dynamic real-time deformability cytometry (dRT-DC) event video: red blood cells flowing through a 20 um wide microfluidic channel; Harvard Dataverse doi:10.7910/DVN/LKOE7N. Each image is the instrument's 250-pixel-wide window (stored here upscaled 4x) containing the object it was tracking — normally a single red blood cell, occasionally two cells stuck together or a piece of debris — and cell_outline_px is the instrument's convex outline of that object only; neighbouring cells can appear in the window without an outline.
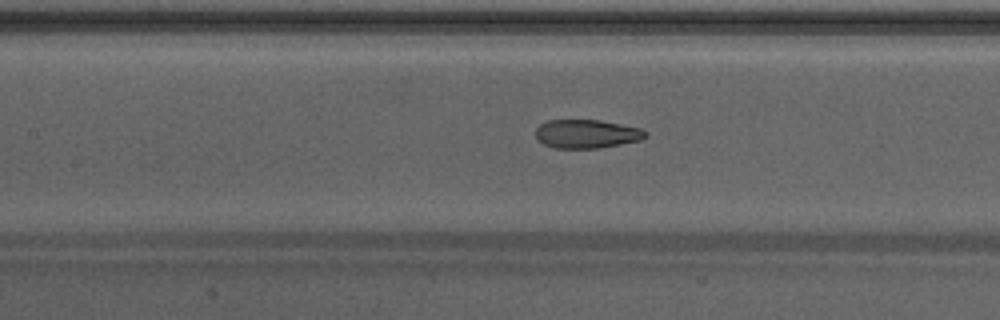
{"species": "Egyptian fruit bat (a non-hibernating species)", "species_latin": "Rousettus aegyptiacus", "temperature_condition": "warm", "stored_images_in_passage": 49, "camera_frame_rate_fps": 3000, "um_per_image_px": 0.085, "animal": {"sex": "male"}, "frame": {"image": 1, "passage_image": 23, "time_ms": 7.333, "image_size_px": [1000, 320], "cell_outline_px": [[648, 136], [640, 140], [600, 148], [556, 148], [544, 144], [536, 140], [536, 128], [540, 124], [548, 120], [600, 120], [640, 128]], "centroid_in_image_um": [49.83, 11.38], "position_along_channel_um": 157.6, "area_um2": 18.26}}
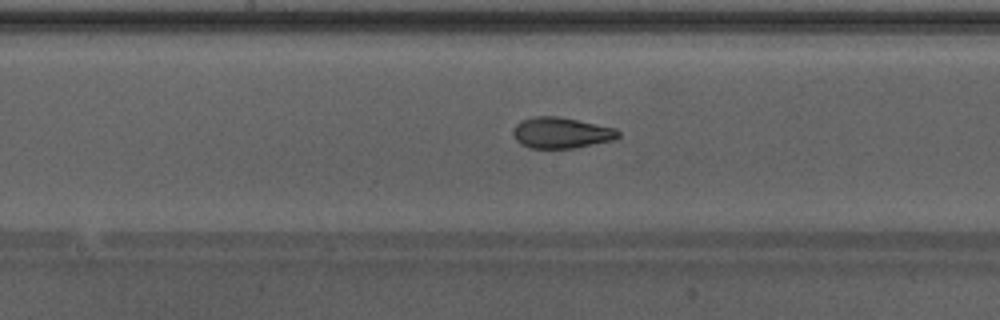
{"frame": {"image": 2, "passage_image": 26, "time_ms": 8.333, "image_size_px": [1000, 320], "cell_outline_px": [[620, 136], [612, 140], [572, 148], [528, 148], [520, 144], [516, 140], [512, 132], [516, 124], [520, 120], [532, 116], [560, 116], [616, 128], [620, 132]], "centroid_in_image_um": [47.67, 11.27], "position_along_channel_um": 200.5, "area_um2": 19.07}}
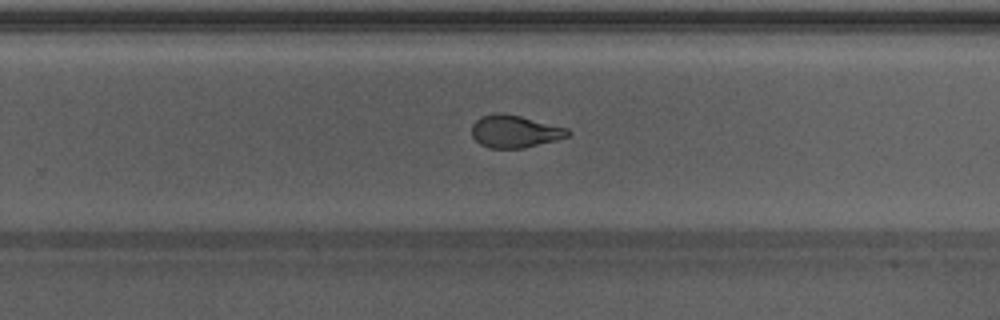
{"frame": {"image": 3, "passage_image": 32, "time_ms": 10.333, "image_size_px": [1000, 320], "cell_outline_px": [[572, 132], [568, 136], [556, 140], [524, 148], [488, 148], [480, 144], [472, 136], [472, 124], [480, 116], [496, 112], [500, 112], [520, 116], [568, 128]], "centroid_in_image_um": [43.74, 11.16], "position_along_channel_um": 286.1, "area_um2": 18.26}, "authors_computed_cell_mechanics": {"area_um2": 19.8832, "velocity_mm_per_s": 4.2973, "shape_relaxation_time_tau1_ms": 6.5614, "shape_relaxation_time_tau2_ms": 1.0173, "deformation_change_tau1": 0.2119, "deformation_change_tau2": 0.0781}}